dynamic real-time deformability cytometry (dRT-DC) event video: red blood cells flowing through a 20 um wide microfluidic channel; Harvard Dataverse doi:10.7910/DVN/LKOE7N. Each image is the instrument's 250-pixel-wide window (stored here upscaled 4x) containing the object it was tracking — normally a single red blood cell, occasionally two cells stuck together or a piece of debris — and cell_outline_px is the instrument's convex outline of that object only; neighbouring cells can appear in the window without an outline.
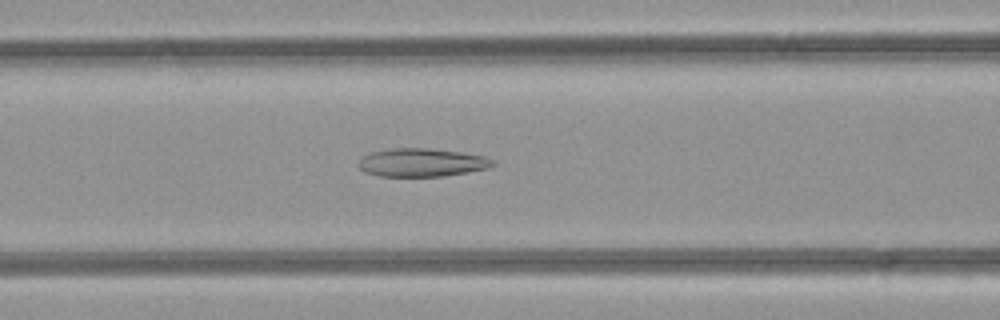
{"species": "common noctule bat (a hibernating species)", "species_latin": "Nyctalus noctula", "temperature_condition": "room temperature", "stored_images_in_passage": 48, "camera_frame_rate_fps": 3000, "um_per_image_px": 0.085, "animal": {"sex": "female", "body_mass_g": 21.9}, "frame": {"image": 1, "passage_image": 19, "time_ms": 6.0, "image_size_px": [1000, 320], "cell_outline_px": [[496, 164], [488, 168], [468, 172], [444, 176], [380, 176], [364, 172], [356, 164], [364, 156], [372, 152], [392, 148], [428, 148], [460, 152], [484, 156], [496, 160]], "centroid_in_image_um": [35.87, 13.81], "position_along_channel_um": 130.7, "area_um2": 22.14}}
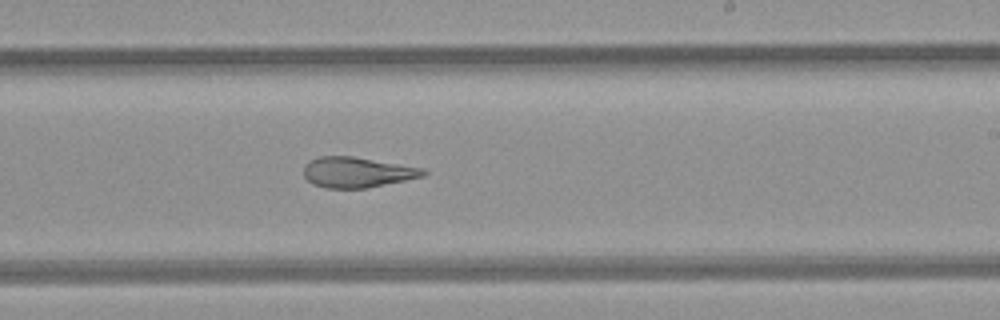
{"frame": {"image": 2, "passage_image": 28, "time_ms": 9.0, "image_size_px": [1000, 320], "cell_outline_px": [[428, 172], [424, 176], [364, 188], [324, 188], [312, 184], [304, 176], [304, 164], [308, 160], [320, 156], [352, 156], [424, 168]], "centroid_in_image_um": [30.31, 14.63], "position_along_channel_um": 258.7, "area_um2": 21.15}}
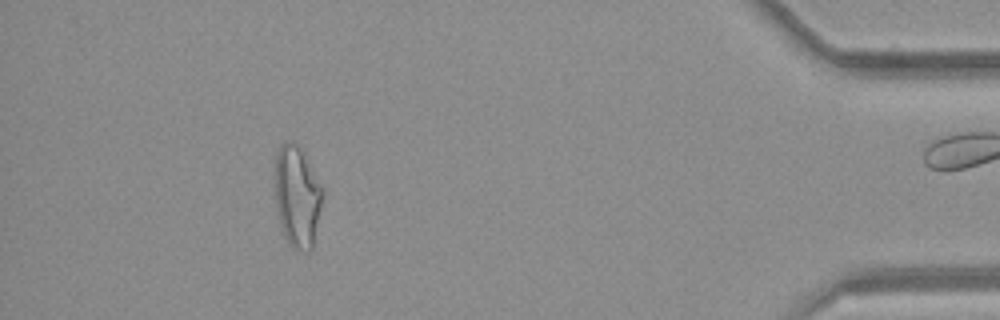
{"frame": {"image": 3, "passage_image": 43, "time_ms": 14.0, "image_size_px": [1000, 320], "cell_outline_px": [[324, 192], [312, 248], [308, 252], [292, 248], [288, 244], [284, 236], [280, 224], [276, 208], [276, 152], [280, 144], [288, 140], [292, 140], [296, 144], [324, 188]], "centroid_in_image_um": [25.26, 16.73], "position_along_channel_um": 409.9, "area_um2": 27.92}, "authors_computed_cell_mechanics": {"area_um2": 26.3279, "velocity_mm_per_s": 4.2733, "shape_relaxation_time_tau1_ms": null, "shape_relaxation_time_tau2_ms": 2.8308, "deformation_change_tau1": null, "deformation_change_tau2": 0.1261}}